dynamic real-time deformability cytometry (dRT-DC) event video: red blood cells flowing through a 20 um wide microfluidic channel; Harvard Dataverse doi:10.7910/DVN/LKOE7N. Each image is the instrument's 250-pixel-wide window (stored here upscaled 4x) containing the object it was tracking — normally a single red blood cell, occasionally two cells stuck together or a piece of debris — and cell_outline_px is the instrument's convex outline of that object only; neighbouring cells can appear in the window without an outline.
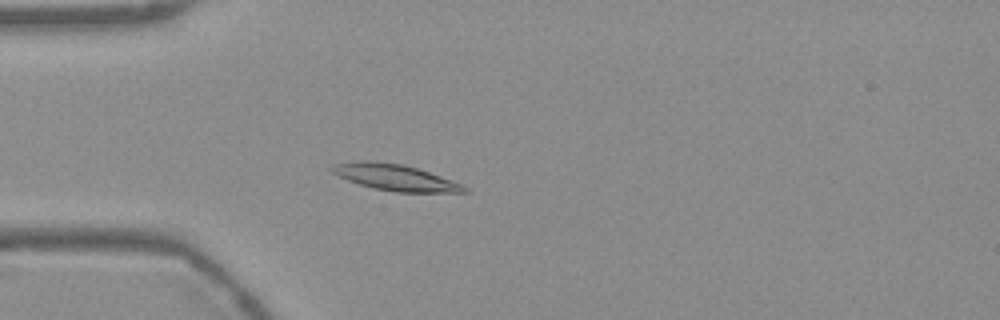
{"species": "Egyptian fruit bat (a non-hibernating species)", "species_latin": "Rousettus aegyptiacus", "temperature_condition": "warm", "stored_images_in_passage": 54, "camera_frame_rate_fps": 3000, "um_per_image_px": 0.085, "frame": {"image": 1, "passage_image": 15, "time_ms": 4.667, "image_size_px": [1000, 320], "cell_outline_px": [[468, 192], [396, 192], [376, 188], [360, 184], [348, 180], [332, 172], [328, 168], [336, 164], [360, 160], [368, 160], [400, 164], [416, 168], [464, 184], [468, 188]], "centroid_in_image_um": [33.61, 15.08], "position_along_channel_um": 51.4, "area_um2": 19.88}}
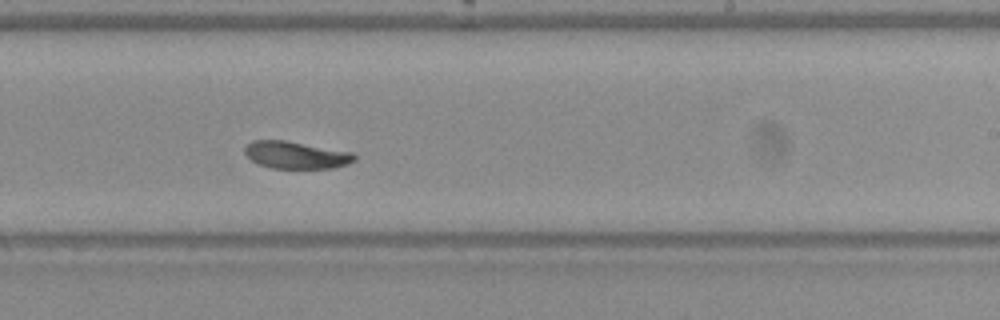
{"frame": {"image": 2, "passage_image": 33, "time_ms": 10.667, "image_size_px": [1000, 320], "cell_outline_px": [[356, 160], [348, 164], [332, 168], [272, 168], [260, 164], [252, 160], [244, 152], [244, 148], [252, 140], [284, 140], [352, 152], [356, 156]], "centroid_in_image_um": [25.18, 13.17], "position_along_channel_um": 263.8, "area_um2": 17.28}}
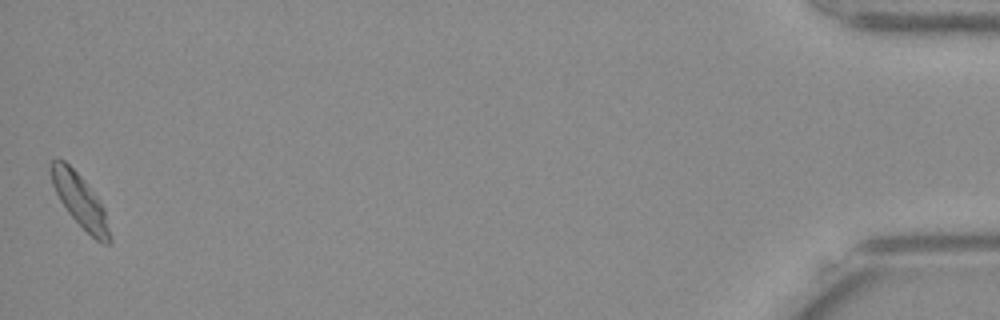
{"frame": {"image": 3, "passage_image": 54, "time_ms": 17.667, "image_size_px": [1000, 320], "cell_outline_px": [[112, 240], [108, 244], [104, 244], [96, 240], [68, 212], [60, 200], [52, 184], [52, 160], [64, 160], [84, 180], [100, 200], [104, 208]], "centroid_in_image_um": [6.85, 17.09], "position_along_channel_um": 428.4, "area_um2": 17.51}, "authors_computed_cell_mechanics": {"area_um2": 18.1492, "velocity_mm_per_s": 3.7085, "shape_relaxation_time_tau1_ms": 3.7314, "shape_relaxation_time_tau2_ms": 6.4062, "deformation_change_tau1": 0.1229, "deformation_change_tau2": 0.07}}